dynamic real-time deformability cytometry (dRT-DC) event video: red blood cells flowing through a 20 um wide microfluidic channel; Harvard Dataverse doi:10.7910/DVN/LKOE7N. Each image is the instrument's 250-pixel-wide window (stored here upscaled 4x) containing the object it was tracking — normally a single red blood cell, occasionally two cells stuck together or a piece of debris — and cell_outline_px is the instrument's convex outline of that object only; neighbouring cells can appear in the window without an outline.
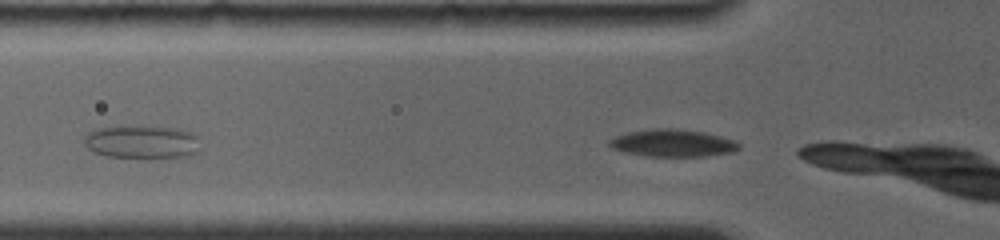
{"species": "common noctule bat (a hibernating species)", "species_latin": "Nyctalus noctula", "temperature_condition": "room temperature", "stored_images_in_passage": 7, "segment_of_instrument_passage": [2, 2], "camera_frame_rate_fps": 4000, "um_per_image_px": 0.085, "animal": {"sex": "female", "body_mass_g": 19.0, "forearm_length_mm": 56.7}, "frame": {"image": 1, "passage_image": 7, "time_ms": 2.25, "image_size_px": [1000, 240], "cell_outline_px": [[740, 148], [736, 152], [704, 156], [648, 156], [624, 152], [612, 148], [608, 144], [608, 140], [616, 136], [628, 132], [652, 128], [676, 128], [704, 132], [736, 140], [740, 144]], "centroid_in_image_um": [57.21, 12.15], "position_along_channel_um": 68.6, "area_um2": 20.81}}